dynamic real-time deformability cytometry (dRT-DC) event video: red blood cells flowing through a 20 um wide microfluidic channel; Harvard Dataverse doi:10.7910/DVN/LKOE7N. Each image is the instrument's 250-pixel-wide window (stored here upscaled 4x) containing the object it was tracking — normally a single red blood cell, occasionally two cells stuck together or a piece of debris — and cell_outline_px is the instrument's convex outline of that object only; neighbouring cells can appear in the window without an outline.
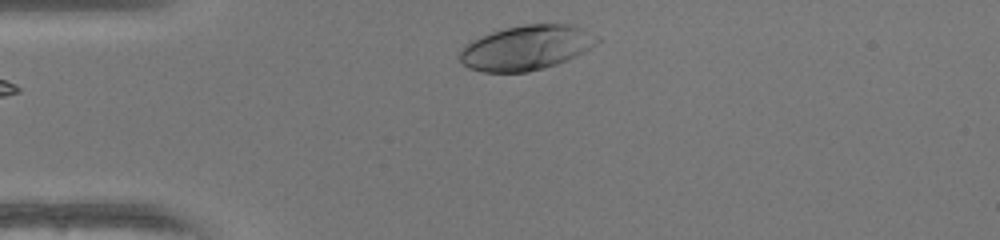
{"species": "human", "species_latin": "Homo sapiens", "temperature_condition": "warm", "stored_images_in_passage": 29, "camera_frame_rate_fps": 3000, "um_per_image_px": 0.085, "donor": {"sex": "female"}, "frame": {"image": 1, "passage_image": 1, "time_ms": 0.0, "image_size_px": [1000, 240], "cell_outline_px": [[600, 40], [576, 56], [556, 64], [544, 68], [528, 72], [484, 72], [468, 68], [460, 60], [460, 52], [472, 40], [492, 32], [504, 28], [524, 24], [568, 24], [580, 28]], "centroid_in_image_um": [44.69, 4.06], "position_along_channel_um": 40.3, "area_um2": 35.14}}
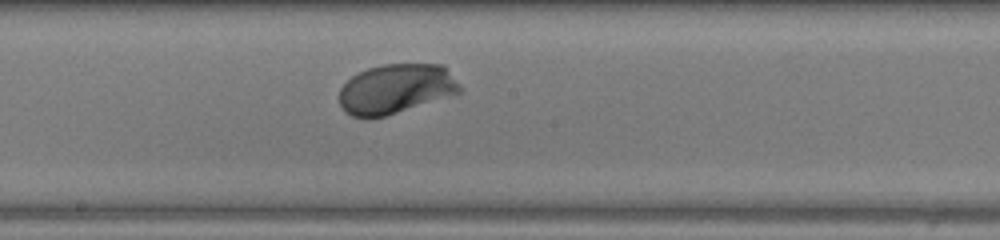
{"frame": {"image": 2, "passage_image": 16, "time_ms": 5.0, "image_size_px": [1000, 240], "cell_outline_px": [[464, 92], [384, 116], [352, 116], [344, 112], [340, 104], [340, 88], [352, 76], [368, 68], [384, 64], [444, 64], [464, 88]], "centroid_in_image_um": [33.72, 7.53], "position_along_channel_um": 214.5, "area_um2": 34.85}}
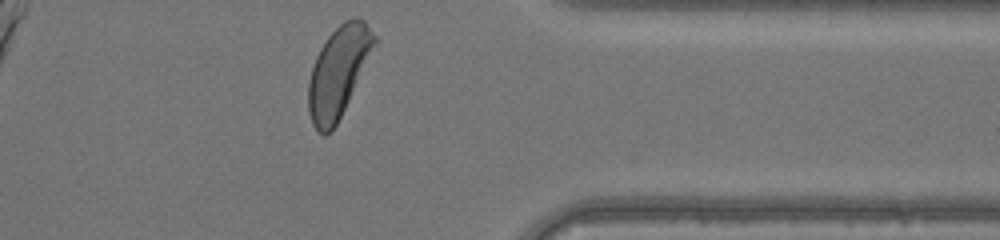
{"frame": {"image": 3, "passage_image": 29, "time_ms": 9.333, "image_size_px": [1000, 240], "cell_outline_px": [[376, 44], [332, 132], [324, 136], [312, 124], [308, 112], [308, 84], [312, 68], [316, 56], [320, 48], [328, 36], [344, 20], [356, 16], [364, 20], [376, 36]], "centroid_in_image_um": [28.74, 6.09], "position_along_channel_um": 382.7, "area_um2": 34.22}, "authors_computed_cell_mechanics": {"area_um2": 34.9112, "velocity_mm_per_s": 4.1259, "shape_relaxation_time_tau1_ms": 1.3179, "shape_relaxation_time_tau2_ms": null, "deformation_change_tau1": 0.1436, "deformation_change_tau2": null}}